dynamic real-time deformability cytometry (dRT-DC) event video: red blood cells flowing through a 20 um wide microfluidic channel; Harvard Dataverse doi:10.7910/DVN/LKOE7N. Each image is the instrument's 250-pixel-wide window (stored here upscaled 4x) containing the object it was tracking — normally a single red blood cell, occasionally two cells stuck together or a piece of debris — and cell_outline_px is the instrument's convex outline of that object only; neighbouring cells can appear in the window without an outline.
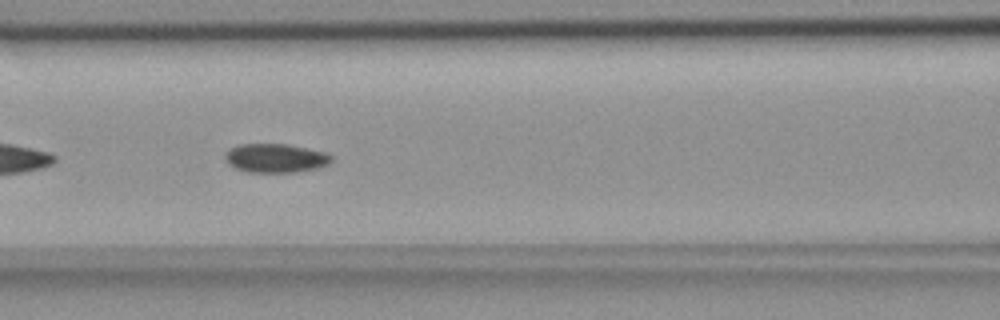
{"species": "common noctule bat (a hibernating species)", "species_latin": "Nyctalus noctula", "temperature_condition": "room temperature", "stored_images_in_passage": 41, "camera_frame_rate_fps": 3000, "um_per_image_px": 0.085, "animal": {"sex": "female", "body_mass_g": 18.4}, "frame": {"image": 1, "passage_image": 9, "time_ms": 2.667, "image_size_px": [1000, 320], "cell_outline_px": [[332, 160], [328, 164], [316, 168], [296, 172], [248, 172], [236, 168], [228, 164], [224, 156], [232, 148], [240, 144], [288, 144], [324, 152], [332, 156]], "centroid_in_image_um": [23.43, 13.44], "position_along_channel_um": 143.2, "area_um2": 17.69}}
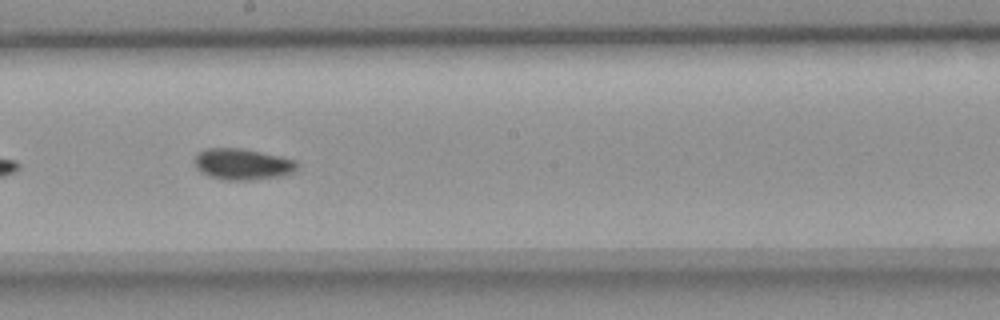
{"frame": {"image": 2, "passage_image": 16, "time_ms": 5.0, "image_size_px": [1000, 320], "cell_outline_px": [[296, 168], [292, 172], [280, 176], [256, 180], [224, 180], [208, 176], [200, 172], [196, 168], [196, 156], [200, 152], [208, 148], [240, 148], [280, 156], [296, 160]], "centroid_in_image_um": [20.6, 13.97], "position_along_channel_um": 227.6, "area_um2": 18.5}}
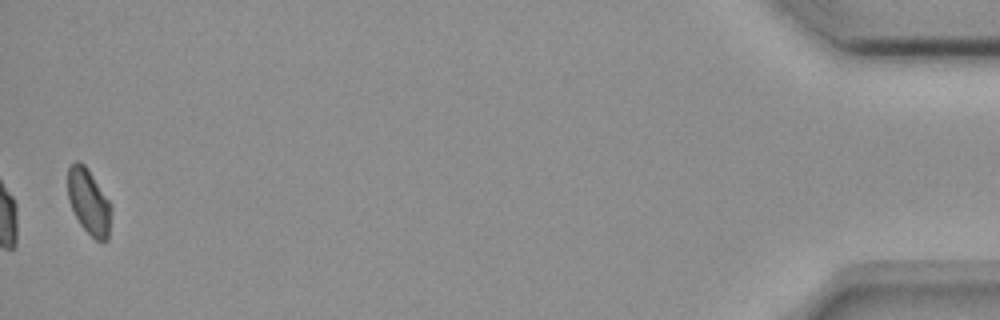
{"frame": {"image": 3, "passage_image": 40, "time_ms": 13.0, "image_size_px": [1000, 320], "cell_outline_px": [[112, 208], [108, 240], [96, 240], [80, 224], [68, 200], [68, 168], [76, 160], [80, 160], [88, 168], [112, 204]], "centroid_in_image_um": [7.57, 17.12], "position_along_channel_um": 427.6, "area_um2": 16.65}, "authors_computed_cell_mechanics": {"area_um2": 17.6868, "velocity_mm_per_s": 3.6364, "shape_relaxation_time_tau1_ms": 8.66, "shape_relaxation_time_tau2_ms": null, "deformation_change_tau1": 0.0972, "deformation_change_tau2": null}}